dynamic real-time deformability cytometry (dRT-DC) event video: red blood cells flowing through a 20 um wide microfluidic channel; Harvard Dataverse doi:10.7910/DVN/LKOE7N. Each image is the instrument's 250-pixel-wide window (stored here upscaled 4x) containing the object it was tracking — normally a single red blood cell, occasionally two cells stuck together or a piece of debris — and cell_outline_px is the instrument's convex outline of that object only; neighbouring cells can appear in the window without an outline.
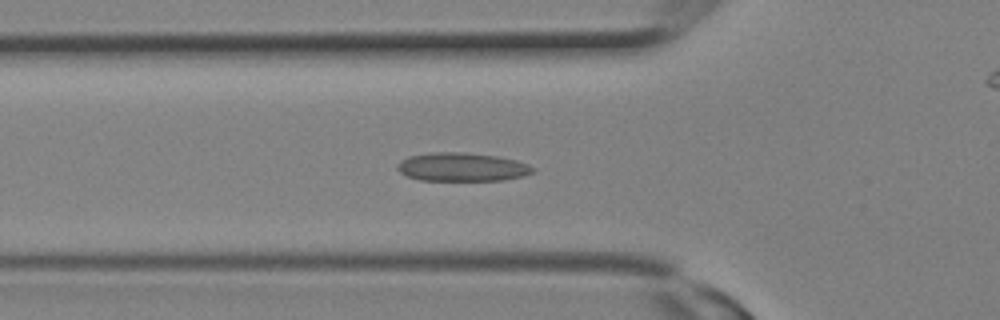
{"species": "Egyptian fruit bat (a non-hibernating species)", "species_latin": "Rousettus aegyptiacus", "temperature_condition": "room temperature", "stored_images_in_passage": 9, "camera_frame_rate_fps": 3000, "um_per_image_px": 0.085, "animal": {"sex": "female"}, "frame": {"image": 1, "passage_image": 7, "time_ms": 2.0, "image_size_px": [1000, 320], "cell_outline_px": [[536, 172], [524, 176], [504, 180], [420, 180], [408, 176], [400, 172], [396, 168], [396, 164], [400, 160], [408, 156], [428, 152], [464, 152], [500, 156], [516, 160], [528, 164], [536, 168]], "centroid_in_image_um": [39.29, 14.18], "position_along_channel_um": 86.5, "area_um2": 22.89}}
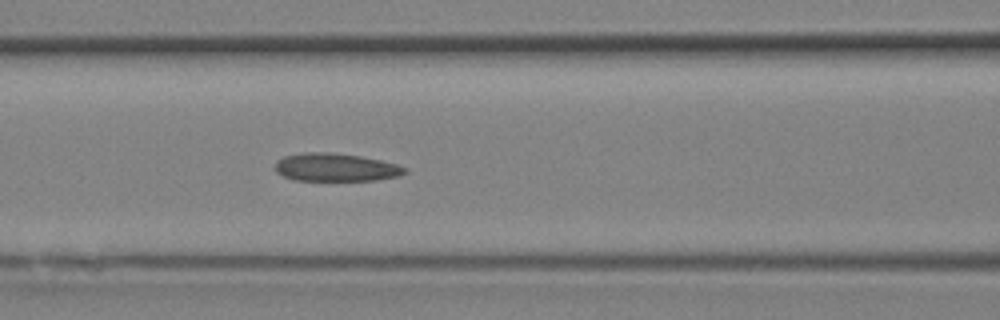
{"frame": {"image": 2, "passage_image": 9, "time_ms": 2.667, "image_size_px": [1000, 320], "cell_outline_px": [[408, 172], [400, 176], [376, 180], [296, 180], [284, 176], [276, 172], [272, 168], [276, 160], [284, 156], [304, 152], [332, 152], [360, 156], [380, 160], [396, 164], [404, 168]], "centroid_in_image_um": [28.49, 14.22], "position_along_channel_um": 138.1, "area_um2": 21.27}}